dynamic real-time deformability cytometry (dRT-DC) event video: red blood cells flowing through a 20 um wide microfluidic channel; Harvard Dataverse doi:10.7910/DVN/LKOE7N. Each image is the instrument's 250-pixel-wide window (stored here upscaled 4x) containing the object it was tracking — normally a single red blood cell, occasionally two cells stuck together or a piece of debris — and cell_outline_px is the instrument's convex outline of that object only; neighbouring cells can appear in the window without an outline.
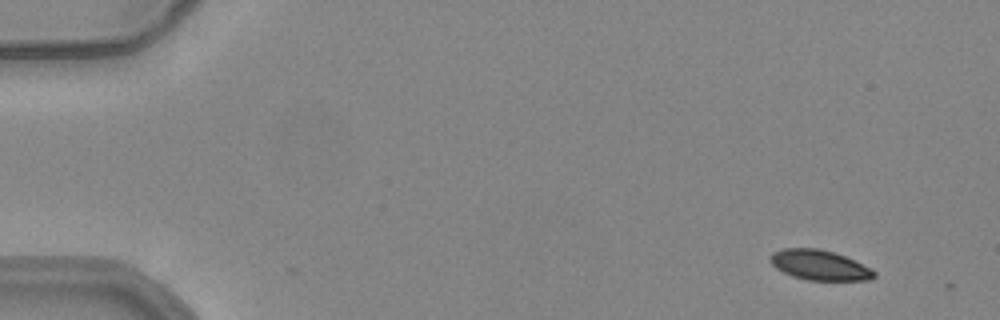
{"species": "common noctule bat (a hibernating species)", "species_latin": "Nyctalus noctula", "temperature_condition": "warm", "stored_images_in_passage": 4, "camera_frame_rate_fps": 3000, "um_per_image_px": 0.085, "animal": {"sex": "female", "body_mass_g": 24.6, "forearm_length_mm": 56.2}, "frame": {"image": 1, "passage_image": 1, "time_ms": 0.0, "image_size_px": [1000, 320], "cell_outline_px": [[876, 276], [868, 280], [808, 280], [792, 276], [776, 268], [768, 260], [768, 256], [772, 252], [784, 248], [816, 248], [832, 252], [844, 256], [872, 268], [876, 272]], "centroid_in_image_um": [69.63, 22.53], "position_along_channel_um": 15.4, "area_um2": 18.21}}